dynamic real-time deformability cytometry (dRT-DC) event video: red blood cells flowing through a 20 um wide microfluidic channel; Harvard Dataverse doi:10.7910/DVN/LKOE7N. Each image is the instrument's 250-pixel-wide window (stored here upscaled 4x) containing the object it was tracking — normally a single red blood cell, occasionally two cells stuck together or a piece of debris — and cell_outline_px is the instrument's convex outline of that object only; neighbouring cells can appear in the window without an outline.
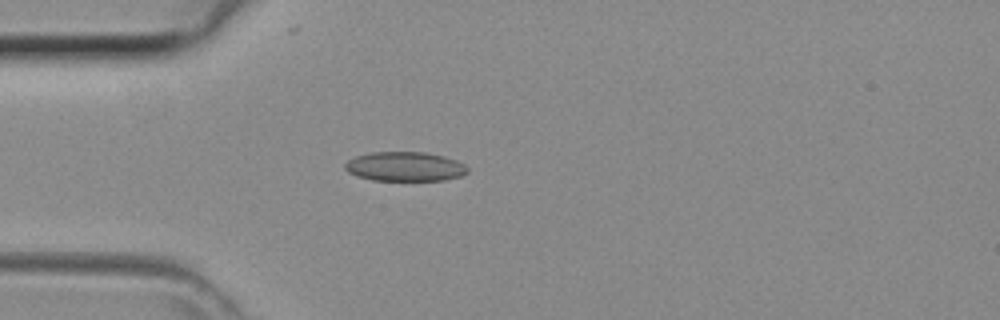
{"species": "common noctule bat (a hibernating species)", "species_latin": "Nyctalus noctula", "temperature_condition": "room temperature", "stored_images_in_passage": 32, "camera_frame_rate_fps": 3000, "um_per_image_px": 0.085, "animal": {"sex": "female", "body_mass_g": 29.2, "forearm_length_mm": 56.3}, "frame": {"image": 1, "passage_image": 1, "time_ms": 0.0, "image_size_px": [1000, 320], "cell_outline_px": [[468, 172], [460, 176], [444, 180], [372, 180], [356, 176], [348, 172], [344, 168], [344, 164], [348, 160], [356, 156], [372, 152], [424, 152], [444, 156], [456, 160], [464, 164], [468, 168]], "centroid_in_image_um": [34.4, 14.15], "position_along_channel_um": 50.6, "area_um2": 20.98}}
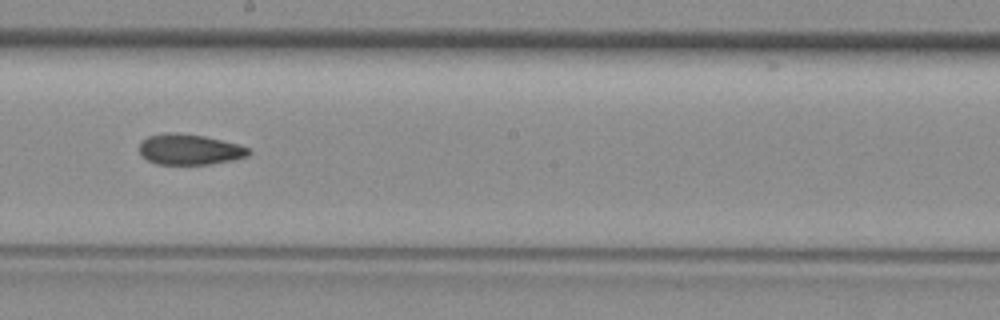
{"frame": {"image": 2, "passage_image": 13, "time_ms": 4.0, "image_size_px": [1000, 320], "cell_outline_px": [[252, 152], [248, 156], [232, 160], [208, 164], [156, 164], [140, 156], [140, 144], [148, 136], [168, 132], [204, 136], [236, 144], [248, 148]], "centroid_in_image_um": [16.09, 12.71], "position_along_channel_um": 232.1, "area_um2": 19.25}}
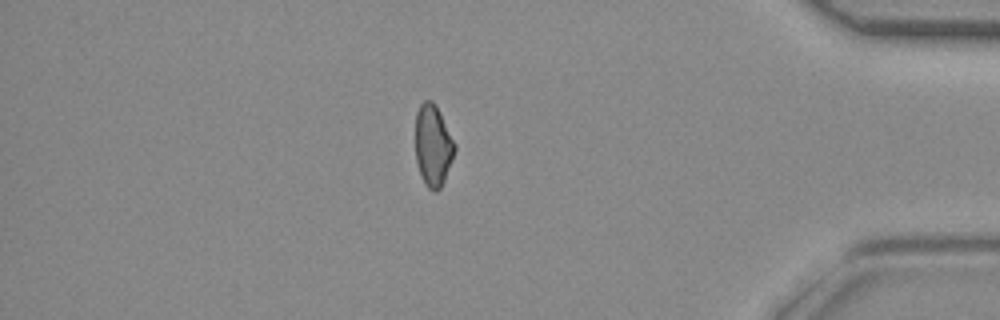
{"frame": {"image": 3, "passage_image": 26, "time_ms": 8.333, "image_size_px": [1000, 320], "cell_outline_px": [[456, 148], [452, 160], [444, 180], [440, 188], [436, 192], [432, 192], [424, 184], [420, 176], [416, 160], [416, 112], [420, 104], [424, 100], [432, 100], [436, 104], [456, 144]], "centroid_in_image_um": [36.8, 12.37], "position_along_channel_um": 398.4, "area_um2": 18.84}}